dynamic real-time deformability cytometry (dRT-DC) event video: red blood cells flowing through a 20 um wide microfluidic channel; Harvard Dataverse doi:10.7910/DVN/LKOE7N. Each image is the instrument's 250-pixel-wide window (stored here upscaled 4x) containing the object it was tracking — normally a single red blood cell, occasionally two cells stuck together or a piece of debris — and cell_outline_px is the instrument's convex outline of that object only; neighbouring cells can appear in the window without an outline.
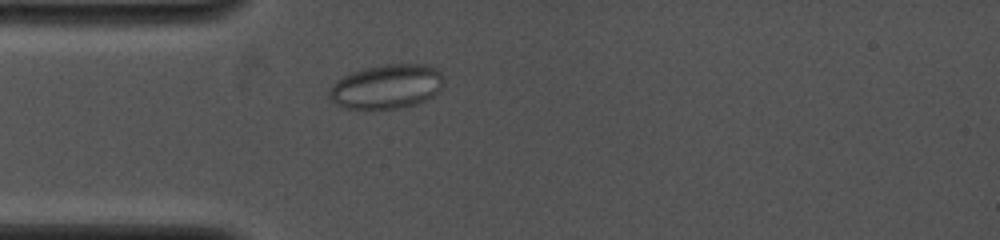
{"species": "common noctule bat (a hibernating species)", "species_latin": "Nyctalus noctula", "temperature_condition": "cold", "stored_images_in_passage": 9, "camera_frame_rate_fps": 4000, "um_per_image_px": 0.085, "animal": {"sex": "female", "body_mass_g": 19.0, "forearm_length_mm": 53.3}, "frame": {"image": 1, "passage_image": 3, "time_ms": 2.0, "image_size_px": [1000, 240], "cell_outline_px": [[444, 80], [440, 88], [432, 96], [416, 104], [396, 108], [348, 108], [336, 104], [328, 96], [328, 92], [332, 84], [336, 80], [352, 72], [364, 68], [384, 64], [428, 64], [440, 68], [444, 76]], "centroid_in_image_um": [32.89, 7.33], "position_along_channel_um": 52.1, "area_um2": 29.59}}
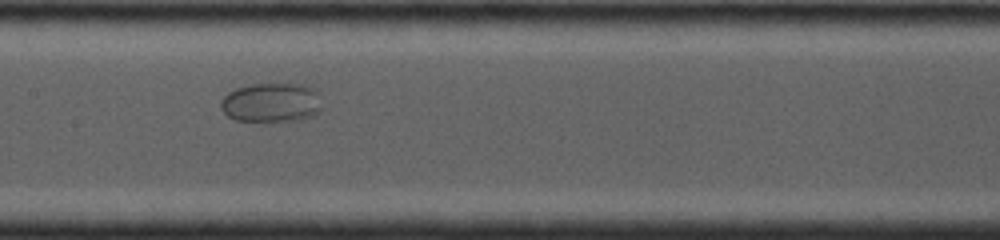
{"frame": {"image": 2, "passage_image": 7, "time_ms": 5.5, "image_size_px": [1000, 240], "cell_outline_px": [[320, 112], [312, 116], [300, 120], [236, 120], [228, 116], [220, 108], [220, 100], [228, 92], [236, 88], [252, 84], [288, 80], [304, 84], [316, 88], [320, 108]], "centroid_in_image_um": [23.08, 8.65], "position_along_channel_um": 184.3, "area_um2": 23.81}}
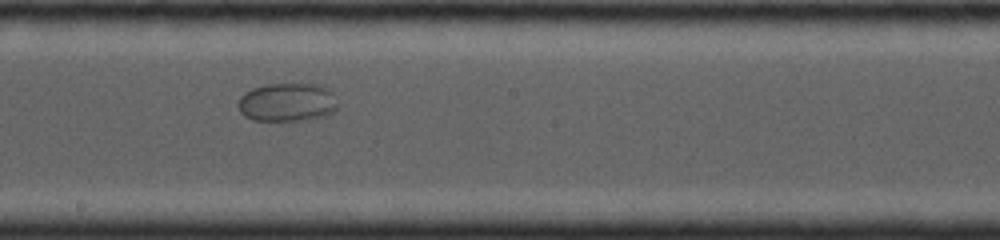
{"frame": {"image": 3, "passage_image": 8, "time_ms": 6.5, "image_size_px": [1000, 240], "cell_outline_px": [[336, 108], [328, 116], [308, 120], [252, 120], [244, 116], [240, 112], [236, 104], [240, 96], [244, 92], [252, 88], [268, 84], [316, 84], [328, 88], [332, 92], [336, 104]], "centroid_in_image_um": [24.38, 8.7], "position_along_channel_um": 223.8, "area_um2": 22.54}}